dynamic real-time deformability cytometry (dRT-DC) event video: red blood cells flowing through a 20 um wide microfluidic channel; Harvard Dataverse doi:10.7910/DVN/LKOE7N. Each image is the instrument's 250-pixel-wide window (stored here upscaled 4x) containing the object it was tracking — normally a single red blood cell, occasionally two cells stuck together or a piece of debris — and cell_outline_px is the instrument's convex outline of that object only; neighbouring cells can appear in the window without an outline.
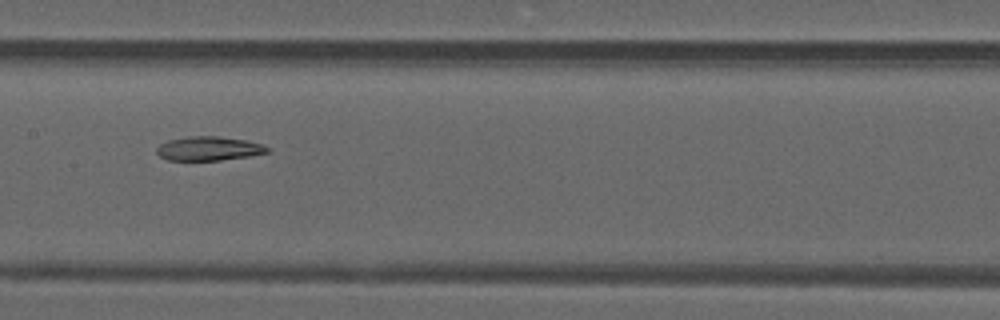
{"species": "common noctule bat (a hibernating species)", "species_latin": "Nyctalus noctula", "temperature_condition": "warm", "stored_images_in_passage": 34, "camera_frame_rate_fps": 3000, "um_per_image_px": 0.085, "animal": {"sex": "male", "forearm_length_mm": 52.5}, "frame": {"image": 1, "passage_image": 10, "time_ms": 3.0, "image_size_px": [1000, 320], "cell_outline_px": [[268, 152], [248, 156], [220, 160], [168, 160], [160, 156], [156, 152], [156, 148], [160, 144], [168, 140], [188, 136], [216, 136], [244, 140], [260, 144], [268, 148]], "centroid_in_image_um": [17.68, 12.62], "position_along_channel_um": 189.7, "area_um2": 15.26}}
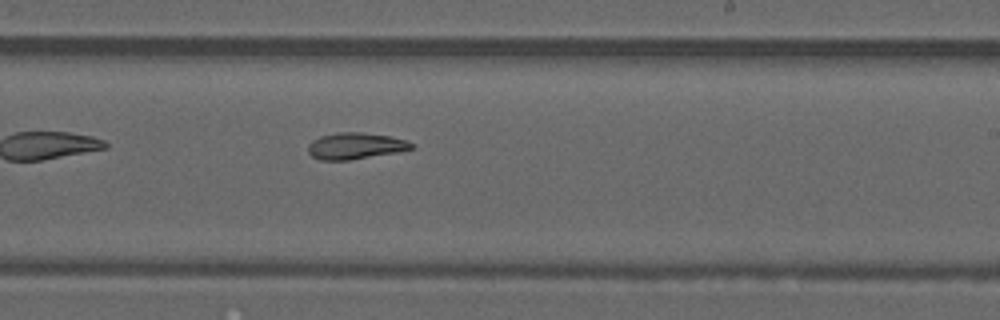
{"frame": {"image": 2, "passage_image": 15, "time_ms": 4.667, "image_size_px": [1000, 320], "cell_outline_px": [[416, 148], [400, 152], [348, 160], [320, 160], [312, 156], [308, 152], [308, 144], [312, 140], [320, 136], [340, 132], [360, 132], [388, 136], [404, 140], [416, 144]], "centroid_in_image_um": [30.23, 12.41], "position_along_channel_um": 258.8, "area_um2": 16.01}, "authors_computed_cell_mechanics": {"area_um2": 16.762, "velocity_mm_per_s": 4.1636, "shape_relaxation_time_tau1_ms": null, "shape_relaxation_time_tau2_ms": 4.623, "deformation_change_tau1": null, "deformation_change_tau2": 0.1141}}